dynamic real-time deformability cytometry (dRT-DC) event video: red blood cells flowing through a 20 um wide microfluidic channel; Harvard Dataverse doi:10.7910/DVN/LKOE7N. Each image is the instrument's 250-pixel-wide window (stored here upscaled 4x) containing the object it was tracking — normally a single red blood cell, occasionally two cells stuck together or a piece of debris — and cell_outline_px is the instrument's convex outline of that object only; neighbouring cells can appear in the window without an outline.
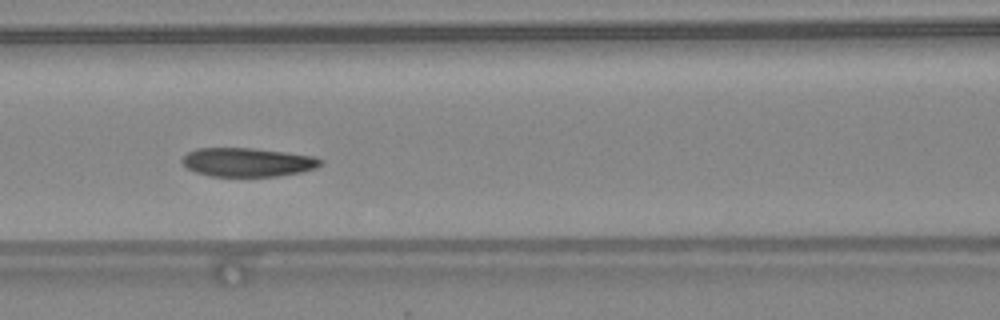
{"species": "common noctule bat (a hibernating species)", "species_latin": "Nyctalus noctula", "temperature_condition": "warm", "stored_images_in_passage": 39, "camera_frame_rate_fps": 3000, "um_per_image_px": 0.085, "animal": {"sex": "female", "body_mass_g": 24.6, "forearm_length_mm": 56.2}, "frame": {"image": 1, "passage_image": 12, "time_ms": 3.667, "image_size_px": [1000, 320], "cell_outline_px": [[324, 160], [316, 168], [300, 172], [276, 176], [208, 176], [196, 172], [188, 168], [180, 160], [188, 152], [196, 148], [252, 148], [284, 152], [312, 156]], "centroid_in_image_um": [21.02, 13.78], "position_along_channel_um": 145.6, "area_um2": 23.06}, "authors_computed_cell_mechanics": {"area_um2": 23.5824, "velocity_mm_per_s": 4.3419, "shape_relaxation_time_tau1_ms": 2.9541, "shape_relaxation_time_tau2_ms": null, "deformation_change_tau1": 0.1027, "deformation_change_tau2": null}}